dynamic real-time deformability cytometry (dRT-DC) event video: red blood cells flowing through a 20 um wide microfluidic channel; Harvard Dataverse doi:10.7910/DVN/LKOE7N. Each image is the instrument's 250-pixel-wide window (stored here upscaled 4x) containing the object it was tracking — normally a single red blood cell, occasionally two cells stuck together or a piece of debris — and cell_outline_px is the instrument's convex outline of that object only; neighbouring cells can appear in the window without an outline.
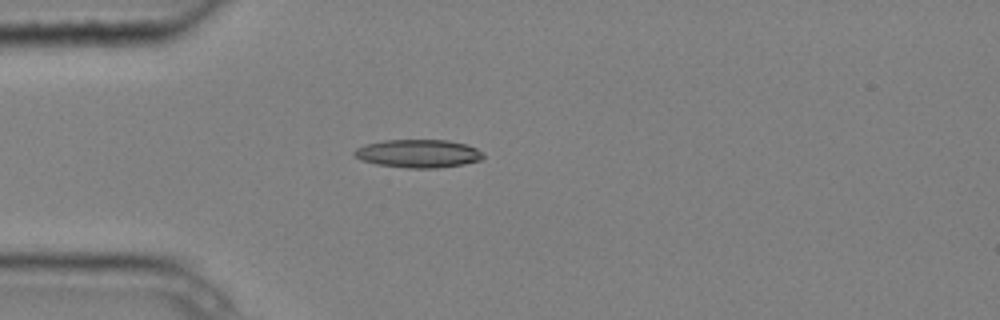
{"species": "common noctule bat (a hibernating species)", "species_latin": "Nyctalus noctula", "temperature_condition": "cold", "stored_images_in_passage": 4, "camera_frame_rate_fps": 3000, "um_per_image_px": 0.085, "animal": {"sex": "male", "body_mass_g": 20.4}, "frame": {"image": 1, "passage_image": 4, "time_ms": 1.0, "image_size_px": [1000, 320], "cell_outline_px": [[484, 156], [480, 160], [464, 164], [436, 168], [408, 168], [376, 164], [360, 160], [352, 152], [356, 148], [364, 144], [384, 140], [448, 140], [464, 144], [476, 148], [484, 152]], "centroid_in_image_um": [35.54, 13.05], "position_along_channel_um": 49.5, "area_um2": 21.21}}